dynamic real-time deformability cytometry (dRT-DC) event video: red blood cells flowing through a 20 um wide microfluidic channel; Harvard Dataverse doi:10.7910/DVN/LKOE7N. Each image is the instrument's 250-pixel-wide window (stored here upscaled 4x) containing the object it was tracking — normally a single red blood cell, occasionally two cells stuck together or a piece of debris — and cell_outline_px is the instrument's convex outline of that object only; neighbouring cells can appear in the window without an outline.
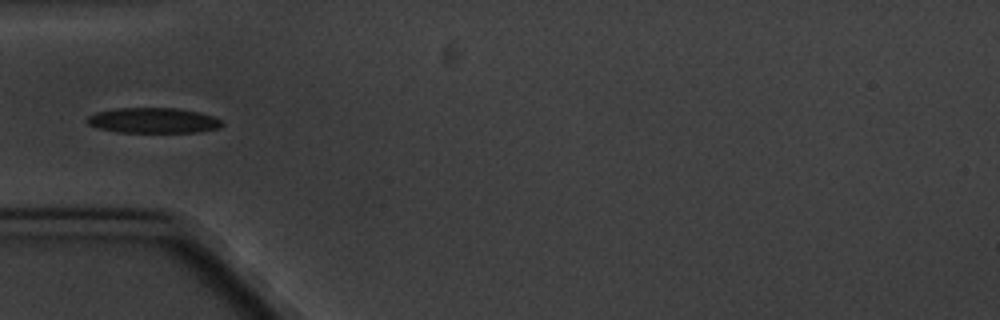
{"species": "common noctule bat (a hibernating species)", "species_latin": "Nyctalus noctula", "temperature_condition": "cold", "stored_images_in_passage": 9, "camera_frame_rate_fps": 3000, "um_per_image_px": 0.085, "animal": {"sex": "male", "body_mass_g": 20.1, "forearm_length_mm": 53.5}, "frame": {"image": 1, "passage_image": 2, "time_ms": 2.0, "image_size_px": [1000, 320], "cell_outline_px": [[224, 124], [220, 128], [200, 132], [116, 132], [96, 128], [88, 124], [84, 120], [88, 116], [96, 112], [116, 108], [176, 108], [200, 112], [212, 116], [220, 120]], "centroid_in_image_um": [13.0, 10.24], "position_along_channel_um": 72.0, "area_um2": 20.11}}